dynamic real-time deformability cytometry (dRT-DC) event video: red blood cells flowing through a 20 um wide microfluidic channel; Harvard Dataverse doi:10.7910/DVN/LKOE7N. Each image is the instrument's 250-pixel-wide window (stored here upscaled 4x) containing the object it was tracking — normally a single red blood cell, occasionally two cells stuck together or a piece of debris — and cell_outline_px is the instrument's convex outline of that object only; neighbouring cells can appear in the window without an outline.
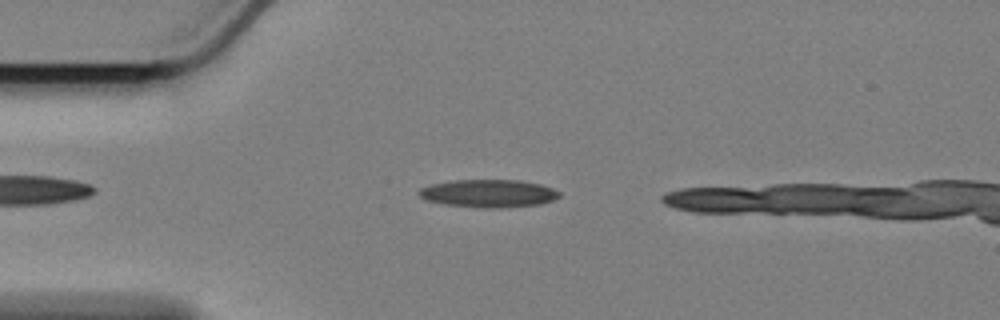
{"species": "Egyptian fruit bat (a non-hibernating species)", "species_latin": "Rousettus aegyptiacus", "temperature_condition": "cold", "stored_images_in_passage": 27, "camera_frame_rate_fps": 3000, "um_per_image_px": 0.085, "animal": {"sex": "female"}, "frame": {"image": 1, "passage_image": 10, "time_ms": 3.0, "image_size_px": [1000, 320], "cell_outline_px": [[560, 196], [552, 200], [540, 204], [488, 208], [484, 208], [444, 204], [424, 200], [416, 192], [420, 188], [432, 184], [452, 180], [520, 180], [540, 184], [552, 188], [560, 192]], "centroid_in_image_um": [41.48, 16.43], "position_along_channel_um": 43.5, "area_um2": 22.66}}
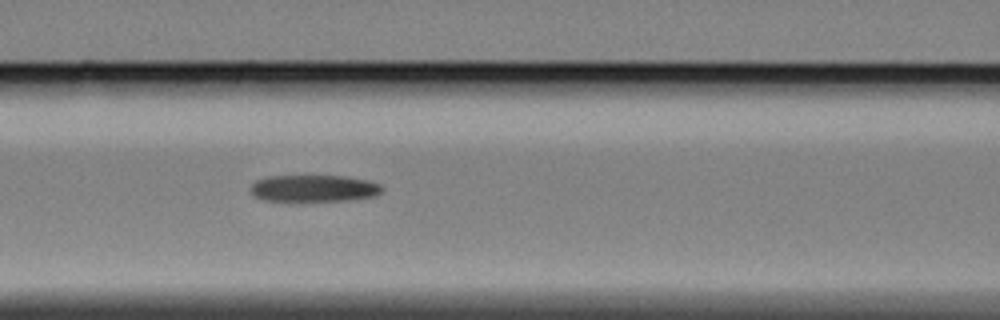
{"frame": {"image": 2, "passage_image": 20, "time_ms": 6.333, "image_size_px": [1000, 320], "cell_outline_px": [[384, 188], [376, 196], [348, 200], [304, 204], [264, 200], [256, 196], [248, 188], [256, 180], [268, 176], [344, 176], [368, 180], [380, 184]], "centroid_in_image_um": [26.65, 16.06], "position_along_channel_um": 139.9, "area_um2": 21.56}}
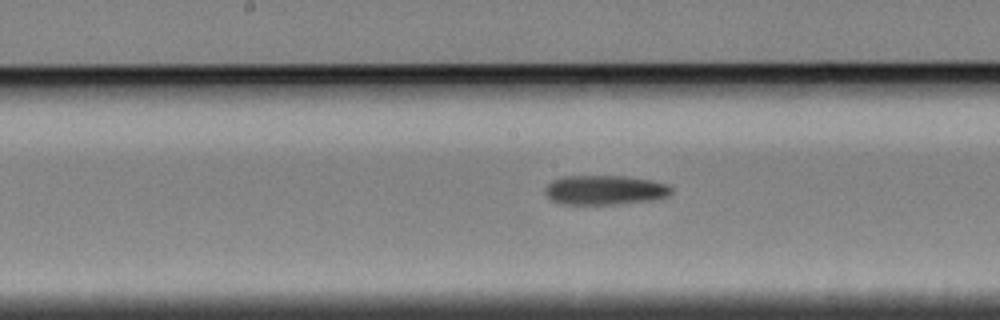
{"frame": {"image": 3, "passage_image": 25, "time_ms": 8.0, "image_size_px": [1000, 320], "cell_outline_px": [[672, 192], [668, 196], [652, 200], [620, 204], [560, 204], [552, 200], [544, 192], [544, 188], [552, 180], [564, 176], [624, 176], [652, 180], [668, 184], [672, 188]], "centroid_in_image_um": [51.42, 16.15], "position_along_channel_um": 196.8, "area_um2": 21.85}}